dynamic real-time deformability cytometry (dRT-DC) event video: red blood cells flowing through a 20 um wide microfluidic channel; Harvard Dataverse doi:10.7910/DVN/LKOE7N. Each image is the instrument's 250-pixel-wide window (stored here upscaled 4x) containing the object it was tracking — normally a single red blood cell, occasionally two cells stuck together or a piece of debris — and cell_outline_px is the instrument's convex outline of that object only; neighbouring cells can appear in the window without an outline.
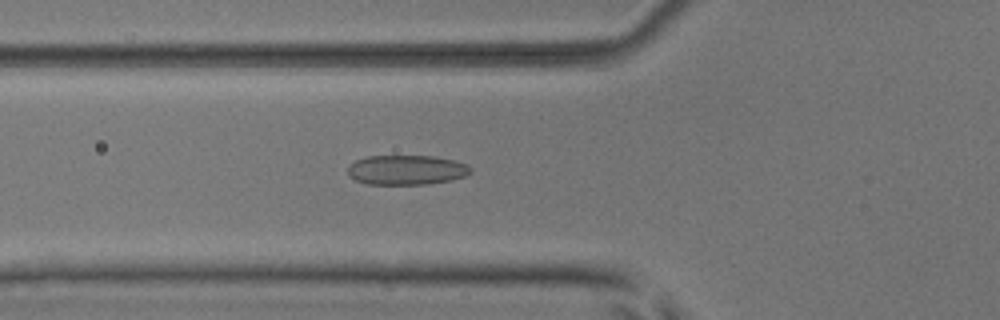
{"species": "common noctule bat (a hibernating species)", "species_latin": "Nyctalus noctula", "temperature_condition": "room temperature", "stored_images_in_passage": 52, "camera_frame_rate_fps": 3000, "um_per_image_px": 0.085, "animal": {"sex": "male", "body_mass_g": 17.9, "forearm_length_mm": 54.2}, "frame": {"image": 1, "passage_image": 19, "time_ms": 6.0, "image_size_px": [1000, 320], "cell_outline_px": [[472, 172], [464, 176], [452, 180], [428, 184], [368, 184], [356, 180], [348, 176], [348, 168], [356, 160], [368, 156], [436, 156], [452, 160], [464, 164], [472, 168]], "centroid_in_image_um": [34.55, 14.45], "position_along_channel_um": 91.2, "area_um2": 21.15}}
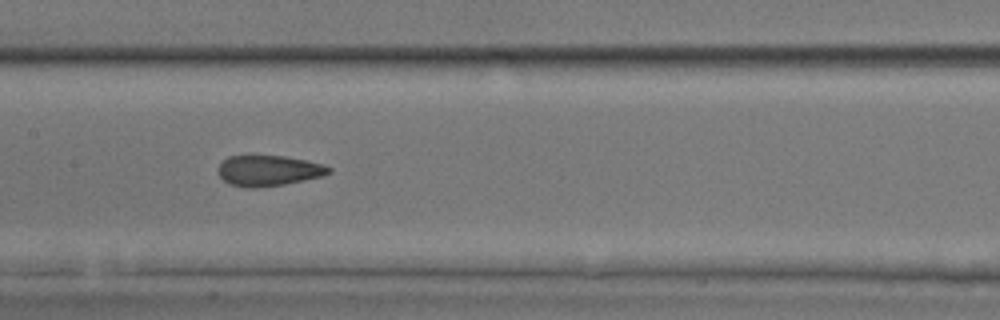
{"frame": {"image": 2, "passage_image": 26, "time_ms": 8.333, "image_size_px": [1000, 320], "cell_outline_px": [[332, 172], [324, 176], [284, 184], [252, 188], [248, 188], [228, 184], [216, 172], [216, 168], [228, 156], [284, 156], [308, 160], [324, 164], [332, 168]], "centroid_in_image_um": [22.84, 14.5], "position_along_channel_um": 184.6, "area_um2": 19.94}}
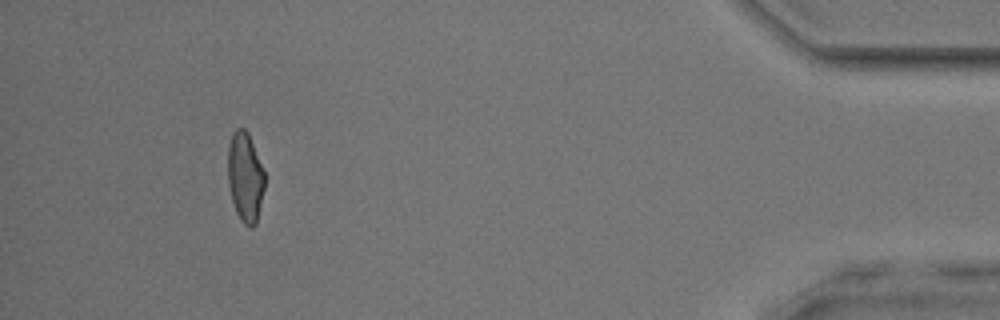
{"frame": {"image": 3, "passage_image": 48, "time_ms": 15.667, "image_size_px": [1000, 320], "cell_outline_px": [[264, 188], [256, 224], [252, 228], [248, 228], [240, 220], [236, 212], [232, 200], [228, 184], [228, 148], [232, 132], [236, 128], [244, 128], [248, 132], [264, 172]], "centroid_in_image_um": [20.83, 15.06], "position_along_channel_um": 414.4, "area_um2": 19.19}, "authors_computed_cell_mechanics": {"area_um2": 20.2878, "velocity_mm_per_s": 3.9846, "shape_relaxation_time_tau1_ms": 8.4803, "shape_relaxation_time_tau2_ms": 1.4317, "deformation_change_tau1": 0.1953, "deformation_change_tau2": 0.0855}}